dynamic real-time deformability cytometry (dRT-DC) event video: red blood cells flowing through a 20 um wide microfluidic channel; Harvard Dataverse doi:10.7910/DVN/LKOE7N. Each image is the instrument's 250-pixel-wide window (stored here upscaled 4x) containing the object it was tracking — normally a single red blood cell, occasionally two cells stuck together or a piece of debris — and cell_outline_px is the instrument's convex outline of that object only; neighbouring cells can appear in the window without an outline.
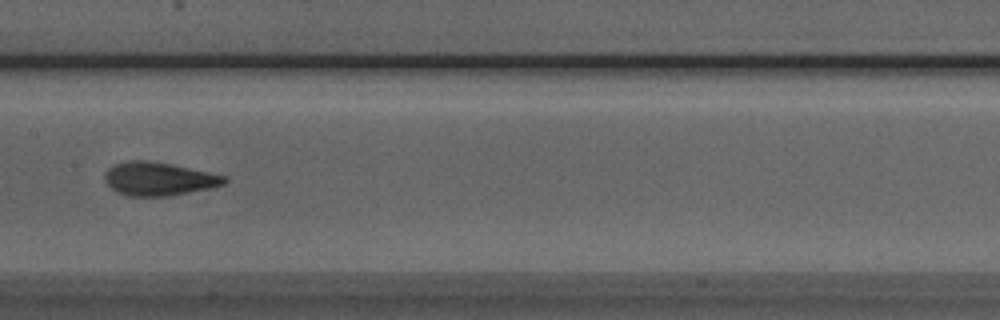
{"species": "Egyptian fruit bat (a non-hibernating species)", "species_latin": "Rousettus aegyptiacus", "temperature_condition": "room temperature", "stored_images_in_passage": 4, "camera_frame_rate_fps": 3000, "um_per_image_px": 0.085, "animal": {"sex": "male"}, "frame": {"image": 1, "passage_image": 4, "time_ms": 3.333, "image_size_px": [1000, 320], "cell_outline_px": [[228, 180], [224, 184], [212, 188], [168, 196], [124, 196], [116, 192], [104, 180], [104, 172], [108, 168], [116, 164], [128, 160], [148, 160], [172, 164], [228, 176]], "centroid_in_image_um": [13.5, 15.2], "position_along_channel_um": 193.9, "area_um2": 23.52}}